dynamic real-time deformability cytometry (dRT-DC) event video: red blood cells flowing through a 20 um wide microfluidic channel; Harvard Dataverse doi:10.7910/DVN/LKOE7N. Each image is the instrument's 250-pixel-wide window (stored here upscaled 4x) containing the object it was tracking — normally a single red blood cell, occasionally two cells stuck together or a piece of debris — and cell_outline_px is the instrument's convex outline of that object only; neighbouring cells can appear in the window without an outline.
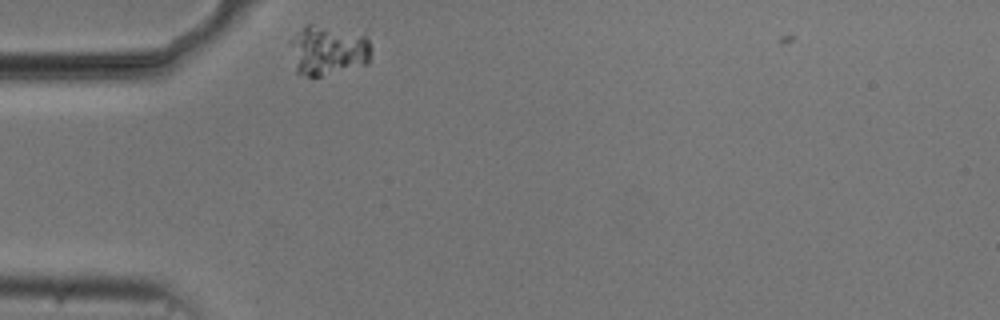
{"species": "common noctule bat (a hibernating species)", "species_latin": "Nyctalus noctula", "temperature_condition": "cold", "stored_images_in_passage": 34, "camera_frame_rate_fps": 3000, "um_per_image_px": 0.085, "animal": {"sex": "male", "body_mass_g": 20.5, "forearm_length_mm": 52.5}, "frame": {"image": 1, "passage_image": 1, "time_ms": 0.0, "image_size_px": [1000, 320], "cell_outline_px": [[368, 60], [364, 64], [320, 76], [308, 76], [296, 72], [288, 40], [296, 32], [308, 24], [312, 24], [364, 36], [368, 40]], "centroid_in_image_um": [27.76, 4.28], "position_along_channel_um": 57.2, "area_um2": 22.72}}
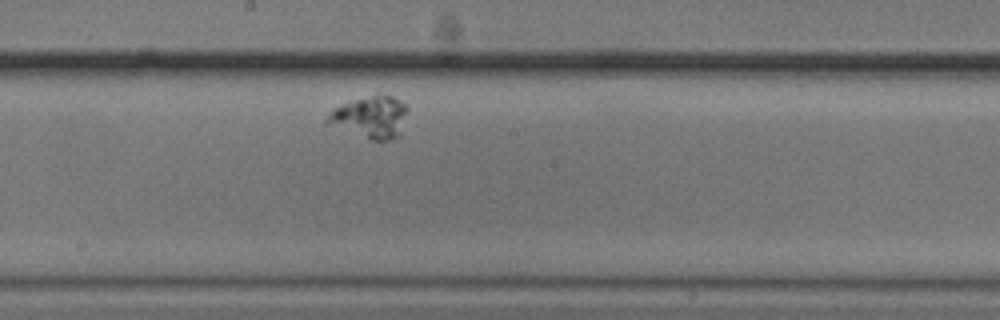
{"frame": {"image": 2, "passage_image": 18, "time_ms": 5.667, "image_size_px": [1000, 320], "cell_outline_px": [[408, 108], [400, 136], [388, 140], [372, 140], [324, 124], [324, 120], [332, 108], [376, 92], [392, 96], [404, 104]], "centroid_in_image_um": [31.45, 9.94], "position_along_channel_um": 216.7, "area_um2": 20.0}}
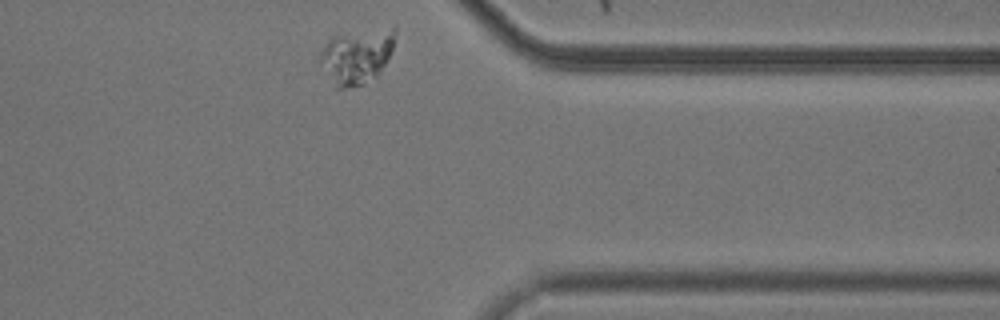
{"frame": {"image": 3, "passage_image": 34, "time_ms": 11.0, "image_size_px": [1000, 320], "cell_outline_px": [[396, 28], [392, 48], [384, 64], [376, 76], [364, 84], [348, 88], [336, 88], [316, 60], [320, 52], [328, 40], [332, 36], [396, 24]], "centroid_in_image_um": [30.3, 4.74], "position_along_channel_um": 381.1, "area_um2": 24.33}}